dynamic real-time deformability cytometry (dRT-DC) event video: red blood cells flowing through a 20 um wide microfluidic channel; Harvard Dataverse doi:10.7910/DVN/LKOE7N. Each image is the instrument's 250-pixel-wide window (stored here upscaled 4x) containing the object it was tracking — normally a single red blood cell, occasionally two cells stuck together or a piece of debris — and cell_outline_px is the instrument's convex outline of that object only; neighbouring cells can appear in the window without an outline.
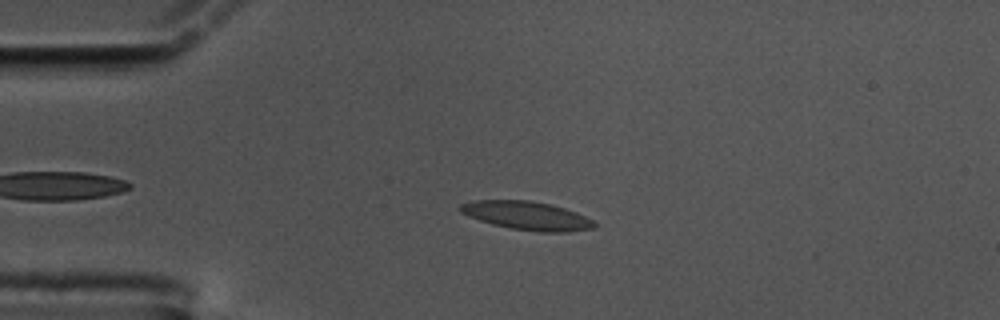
{"species": "common noctule bat (a hibernating species)", "species_latin": "Nyctalus noctula", "temperature_condition": "cold", "stored_images_in_passage": 44, "camera_frame_rate_fps": 3000, "um_per_image_px": 0.085, "animal": {"sex": "male", "body_mass_g": 17.5, "forearm_length_mm": 52.3}, "frame": {"image": 1, "passage_image": 9, "time_ms": 2.667, "image_size_px": [1000, 320], "cell_outline_px": [[596, 228], [568, 232], [540, 232], [512, 228], [492, 224], [480, 220], [460, 212], [460, 204], [476, 200], [528, 200], [552, 204], [576, 212], [592, 220], [596, 224]], "centroid_in_image_um": [44.82, 18.33], "position_along_channel_um": 40.2, "area_um2": 22.14}}
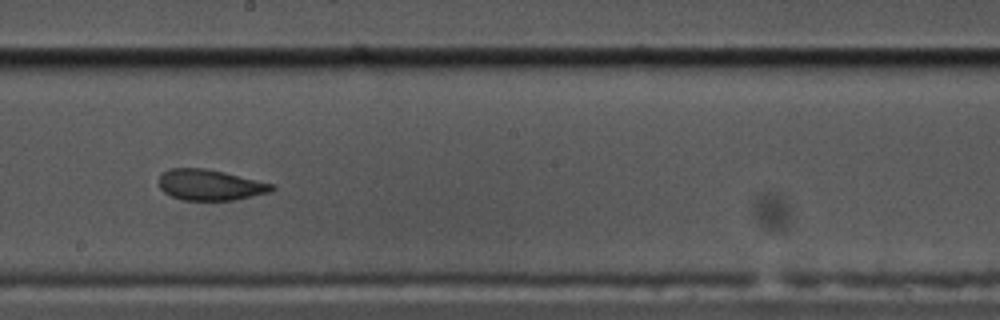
{"frame": {"image": 2, "passage_image": 28, "time_ms": 9.0, "image_size_px": [1000, 320], "cell_outline_px": [[276, 188], [268, 192], [232, 200], [184, 200], [172, 196], [164, 192], [160, 188], [160, 172], [168, 168], [204, 168], [224, 172], [272, 184]], "centroid_in_image_um": [17.79, 15.7], "position_along_channel_um": 230.4, "area_um2": 20.0}}
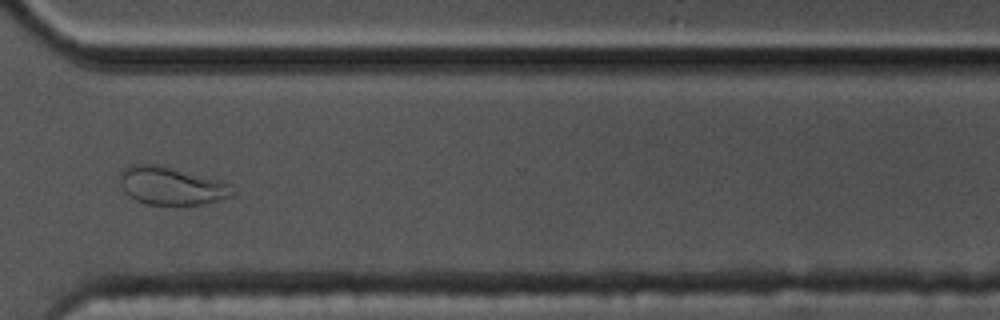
{"frame": {"image": 3, "passage_image": 39, "time_ms": 12.667, "image_size_px": [1000, 320], "cell_outline_px": [[236, 192], [232, 196], [204, 204], [148, 204], [136, 200], [128, 196], [124, 192], [120, 184], [120, 172], [124, 168], [132, 164], [156, 164], [220, 180], [232, 184]], "centroid_in_image_um": [14.57, 15.79], "position_along_channel_um": 356.0, "area_um2": 24.91}, "authors_computed_cell_mechanics": {"area_um2": 20.9814, "velocity_mm_per_s": 3.4149, "shape_relaxation_time_tau1_ms": null, "shape_relaxation_time_tau2_ms": 2.2049, "deformation_change_tau1": null, "deformation_change_tau2": 0.0923}}